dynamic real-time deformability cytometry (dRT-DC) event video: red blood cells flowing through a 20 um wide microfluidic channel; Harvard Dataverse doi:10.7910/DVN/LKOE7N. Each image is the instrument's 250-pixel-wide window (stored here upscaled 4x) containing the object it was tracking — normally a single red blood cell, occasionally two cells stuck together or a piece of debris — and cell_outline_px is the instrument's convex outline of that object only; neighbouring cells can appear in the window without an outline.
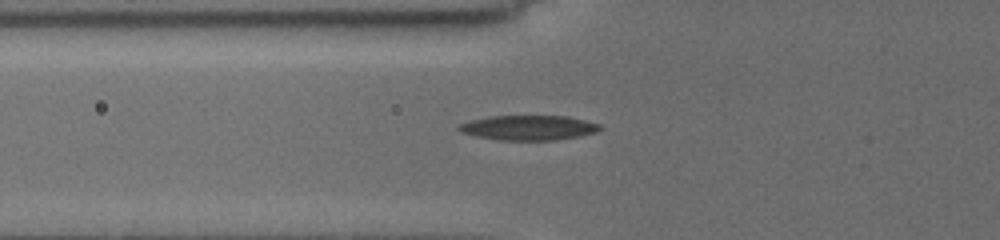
{"species": "common noctule bat (a hibernating species)", "species_latin": "Nyctalus noctula", "temperature_condition": "cold", "stored_images_in_passage": 4, "camera_frame_rate_fps": 3000, "um_per_image_px": 0.085, "animal": {"sex": "female", "body_mass_g": 19.5, "forearm_length_mm": 54.1}, "frame": {"image": 1, "passage_image": 4, "time_ms": 4.0, "image_size_px": [1000, 240], "cell_outline_px": [[600, 128], [596, 132], [556, 140], [500, 140], [476, 136], [464, 132], [456, 128], [460, 124], [472, 120], [492, 116], [568, 116], [600, 124]], "centroid_in_image_um": [44.93, 10.85], "position_along_channel_um": 80.9, "area_um2": 20.06}}